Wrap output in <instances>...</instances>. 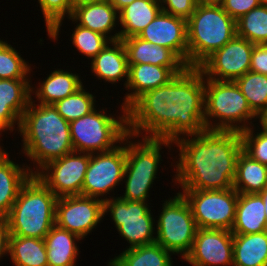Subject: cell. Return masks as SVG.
<instances>
[{
	"label": "cell",
	"instance_id": "obj_1",
	"mask_svg": "<svg viewBox=\"0 0 267 266\" xmlns=\"http://www.w3.org/2000/svg\"><path fill=\"white\" fill-rule=\"evenodd\" d=\"M204 100L203 73L198 67H186L167 84L144 92L127 108L128 133L173 143L199 134L206 130Z\"/></svg>",
	"mask_w": 267,
	"mask_h": 266
},
{
	"label": "cell",
	"instance_id": "obj_2",
	"mask_svg": "<svg viewBox=\"0 0 267 266\" xmlns=\"http://www.w3.org/2000/svg\"><path fill=\"white\" fill-rule=\"evenodd\" d=\"M173 144L179 148V160L173 165L176 171L172 182L181 190L233 188L237 158L243 150L240 132L204 130Z\"/></svg>",
	"mask_w": 267,
	"mask_h": 266
},
{
	"label": "cell",
	"instance_id": "obj_3",
	"mask_svg": "<svg viewBox=\"0 0 267 266\" xmlns=\"http://www.w3.org/2000/svg\"><path fill=\"white\" fill-rule=\"evenodd\" d=\"M35 101L31 98L23 112L18 131L22 135V153L33 162L34 174L49 161L74 151L69 122L54 105Z\"/></svg>",
	"mask_w": 267,
	"mask_h": 266
},
{
	"label": "cell",
	"instance_id": "obj_4",
	"mask_svg": "<svg viewBox=\"0 0 267 266\" xmlns=\"http://www.w3.org/2000/svg\"><path fill=\"white\" fill-rule=\"evenodd\" d=\"M57 196L34 174L19 190L7 222L11 236L44 239L55 225Z\"/></svg>",
	"mask_w": 267,
	"mask_h": 266
},
{
	"label": "cell",
	"instance_id": "obj_5",
	"mask_svg": "<svg viewBox=\"0 0 267 266\" xmlns=\"http://www.w3.org/2000/svg\"><path fill=\"white\" fill-rule=\"evenodd\" d=\"M236 34V21L223 7L197 4L187 20L188 67H198Z\"/></svg>",
	"mask_w": 267,
	"mask_h": 266
},
{
	"label": "cell",
	"instance_id": "obj_6",
	"mask_svg": "<svg viewBox=\"0 0 267 266\" xmlns=\"http://www.w3.org/2000/svg\"><path fill=\"white\" fill-rule=\"evenodd\" d=\"M204 118L206 130L237 132L254 126V121H250L253 118L259 119L234 81L208 78H205Z\"/></svg>",
	"mask_w": 267,
	"mask_h": 266
},
{
	"label": "cell",
	"instance_id": "obj_7",
	"mask_svg": "<svg viewBox=\"0 0 267 266\" xmlns=\"http://www.w3.org/2000/svg\"><path fill=\"white\" fill-rule=\"evenodd\" d=\"M133 138L137 137L126 136V166L122 181L125 193L120 197L127 201L148 202L150 188L162 161L160 151L164 146L170 149L174 144L161 138L141 137L137 142L131 141Z\"/></svg>",
	"mask_w": 267,
	"mask_h": 266
},
{
	"label": "cell",
	"instance_id": "obj_8",
	"mask_svg": "<svg viewBox=\"0 0 267 266\" xmlns=\"http://www.w3.org/2000/svg\"><path fill=\"white\" fill-rule=\"evenodd\" d=\"M121 115L115 118L104 109L96 108L89 114L71 121L70 133L75 152L99 153L116 148L128 133L127 109L120 106ZM119 143V144H117Z\"/></svg>",
	"mask_w": 267,
	"mask_h": 266
},
{
	"label": "cell",
	"instance_id": "obj_9",
	"mask_svg": "<svg viewBox=\"0 0 267 266\" xmlns=\"http://www.w3.org/2000/svg\"><path fill=\"white\" fill-rule=\"evenodd\" d=\"M163 202L155 224V243L184 259L191 251L198 230L191 207L180 191Z\"/></svg>",
	"mask_w": 267,
	"mask_h": 266
},
{
	"label": "cell",
	"instance_id": "obj_10",
	"mask_svg": "<svg viewBox=\"0 0 267 266\" xmlns=\"http://www.w3.org/2000/svg\"><path fill=\"white\" fill-rule=\"evenodd\" d=\"M108 197L104 200V217L110 213L118 234L129 243V248L155 243V218L150 203Z\"/></svg>",
	"mask_w": 267,
	"mask_h": 266
},
{
	"label": "cell",
	"instance_id": "obj_11",
	"mask_svg": "<svg viewBox=\"0 0 267 266\" xmlns=\"http://www.w3.org/2000/svg\"><path fill=\"white\" fill-rule=\"evenodd\" d=\"M198 228L231 231L236 213L238 192L226 190H182Z\"/></svg>",
	"mask_w": 267,
	"mask_h": 266
},
{
	"label": "cell",
	"instance_id": "obj_12",
	"mask_svg": "<svg viewBox=\"0 0 267 266\" xmlns=\"http://www.w3.org/2000/svg\"><path fill=\"white\" fill-rule=\"evenodd\" d=\"M125 166L126 137L110 151L91 153L82 185V195L106 200V195L122 184Z\"/></svg>",
	"mask_w": 267,
	"mask_h": 266
},
{
	"label": "cell",
	"instance_id": "obj_13",
	"mask_svg": "<svg viewBox=\"0 0 267 266\" xmlns=\"http://www.w3.org/2000/svg\"><path fill=\"white\" fill-rule=\"evenodd\" d=\"M90 153L71 152L46 163L34 175L57 197L82 195Z\"/></svg>",
	"mask_w": 267,
	"mask_h": 266
},
{
	"label": "cell",
	"instance_id": "obj_14",
	"mask_svg": "<svg viewBox=\"0 0 267 266\" xmlns=\"http://www.w3.org/2000/svg\"><path fill=\"white\" fill-rule=\"evenodd\" d=\"M104 201L84 195L58 197L55 205V225L77 234L81 239L104 219Z\"/></svg>",
	"mask_w": 267,
	"mask_h": 266
},
{
	"label": "cell",
	"instance_id": "obj_15",
	"mask_svg": "<svg viewBox=\"0 0 267 266\" xmlns=\"http://www.w3.org/2000/svg\"><path fill=\"white\" fill-rule=\"evenodd\" d=\"M254 44L237 34L221 49L213 52L198 68L205 78L235 81L250 71Z\"/></svg>",
	"mask_w": 267,
	"mask_h": 266
},
{
	"label": "cell",
	"instance_id": "obj_16",
	"mask_svg": "<svg viewBox=\"0 0 267 266\" xmlns=\"http://www.w3.org/2000/svg\"><path fill=\"white\" fill-rule=\"evenodd\" d=\"M184 261L192 266H233V234L225 229L198 228Z\"/></svg>",
	"mask_w": 267,
	"mask_h": 266
},
{
	"label": "cell",
	"instance_id": "obj_17",
	"mask_svg": "<svg viewBox=\"0 0 267 266\" xmlns=\"http://www.w3.org/2000/svg\"><path fill=\"white\" fill-rule=\"evenodd\" d=\"M170 49L188 67L187 21L161 11L138 35Z\"/></svg>",
	"mask_w": 267,
	"mask_h": 266
},
{
	"label": "cell",
	"instance_id": "obj_18",
	"mask_svg": "<svg viewBox=\"0 0 267 266\" xmlns=\"http://www.w3.org/2000/svg\"><path fill=\"white\" fill-rule=\"evenodd\" d=\"M31 79H0V133L19 131L21 117L32 98Z\"/></svg>",
	"mask_w": 267,
	"mask_h": 266
},
{
	"label": "cell",
	"instance_id": "obj_19",
	"mask_svg": "<svg viewBox=\"0 0 267 266\" xmlns=\"http://www.w3.org/2000/svg\"><path fill=\"white\" fill-rule=\"evenodd\" d=\"M77 24L92 31L101 33L110 41L119 40V30L114 31L119 23V12L108 0H94L74 5L71 17ZM115 27V28H114ZM115 32L114 35L110 34ZM109 34V35H108Z\"/></svg>",
	"mask_w": 267,
	"mask_h": 266
},
{
	"label": "cell",
	"instance_id": "obj_20",
	"mask_svg": "<svg viewBox=\"0 0 267 266\" xmlns=\"http://www.w3.org/2000/svg\"><path fill=\"white\" fill-rule=\"evenodd\" d=\"M125 45L128 65L152 64L169 67L176 75L187 66L170 50L145 41L138 36L122 39Z\"/></svg>",
	"mask_w": 267,
	"mask_h": 266
},
{
	"label": "cell",
	"instance_id": "obj_21",
	"mask_svg": "<svg viewBox=\"0 0 267 266\" xmlns=\"http://www.w3.org/2000/svg\"><path fill=\"white\" fill-rule=\"evenodd\" d=\"M176 74L169 68L152 64L129 65L128 81L122 106L126 109L144 92L167 84Z\"/></svg>",
	"mask_w": 267,
	"mask_h": 266
},
{
	"label": "cell",
	"instance_id": "obj_22",
	"mask_svg": "<svg viewBox=\"0 0 267 266\" xmlns=\"http://www.w3.org/2000/svg\"><path fill=\"white\" fill-rule=\"evenodd\" d=\"M32 174L34 169L30 165L10 160L6 150L0 155V219L8 217L19 190Z\"/></svg>",
	"mask_w": 267,
	"mask_h": 266
},
{
	"label": "cell",
	"instance_id": "obj_23",
	"mask_svg": "<svg viewBox=\"0 0 267 266\" xmlns=\"http://www.w3.org/2000/svg\"><path fill=\"white\" fill-rule=\"evenodd\" d=\"M111 44V45H109ZM91 72L99 80H104L112 85L121 80L128 81V57L122 40L108 43L92 60Z\"/></svg>",
	"mask_w": 267,
	"mask_h": 266
},
{
	"label": "cell",
	"instance_id": "obj_24",
	"mask_svg": "<svg viewBox=\"0 0 267 266\" xmlns=\"http://www.w3.org/2000/svg\"><path fill=\"white\" fill-rule=\"evenodd\" d=\"M267 230L263 199L259 193H238L232 234H253Z\"/></svg>",
	"mask_w": 267,
	"mask_h": 266
},
{
	"label": "cell",
	"instance_id": "obj_25",
	"mask_svg": "<svg viewBox=\"0 0 267 266\" xmlns=\"http://www.w3.org/2000/svg\"><path fill=\"white\" fill-rule=\"evenodd\" d=\"M44 81L38 86L31 87V94L39 104H54L55 102L70 96L83 86V80L76 73L67 70L56 69L51 71Z\"/></svg>",
	"mask_w": 267,
	"mask_h": 266
},
{
	"label": "cell",
	"instance_id": "obj_26",
	"mask_svg": "<svg viewBox=\"0 0 267 266\" xmlns=\"http://www.w3.org/2000/svg\"><path fill=\"white\" fill-rule=\"evenodd\" d=\"M80 240L77 234L54 225L44 237L48 266H75Z\"/></svg>",
	"mask_w": 267,
	"mask_h": 266
},
{
	"label": "cell",
	"instance_id": "obj_27",
	"mask_svg": "<svg viewBox=\"0 0 267 266\" xmlns=\"http://www.w3.org/2000/svg\"><path fill=\"white\" fill-rule=\"evenodd\" d=\"M162 11L160 2L135 0L119 12V40L138 36L139 33Z\"/></svg>",
	"mask_w": 267,
	"mask_h": 266
},
{
	"label": "cell",
	"instance_id": "obj_28",
	"mask_svg": "<svg viewBox=\"0 0 267 266\" xmlns=\"http://www.w3.org/2000/svg\"><path fill=\"white\" fill-rule=\"evenodd\" d=\"M233 266H267V230L233 234Z\"/></svg>",
	"mask_w": 267,
	"mask_h": 266
},
{
	"label": "cell",
	"instance_id": "obj_29",
	"mask_svg": "<svg viewBox=\"0 0 267 266\" xmlns=\"http://www.w3.org/2000/svg\"><path fill=\"white\" fill-rule=\"evenodd\" d=\"M267 186V166L253 160L243 150L238 155L233 188L238 193L256 194Z\"/></svg>",
	"mask_w": 267,
	"mask_h": 266
},
{
	"label": "cell",
	"instance_id": "obj_30",
	"mask_svg": "<svg viewBox=\"0 0 267 266\" xmlns=\"http://www.w3.org/2000/svg\"><path fill=\"white\" fill-rule=\"evenodd\" d=\"M172 252L157 243L126 248L111 259L118 266H173Z\"/></svg>",
	"mask_w": 267,
	"mask_h": 266
},
{
	"label": "cell",
	"instance_id": "obj_31",
	"mask_svg": "<svg viewBox=\"0 0 267 266\" xmlns=\"http://www.w3.org/2000/svg\"><path fill=\"white\" fill-rule=\"evenodd\" d=\"M9 255L15 266H48L44 239L10 236Z\"/></svg>",
	"mask_w": 267,
	"mask_h": 266
},
{
	"label": "cell",
	"instance_id": "obj_32",
	"mask_svg": "<svg viewBox=\"0 0 267 266\" xmlns=\"http://www.w3.org/2000/svg\"><path fill=\"white\" fill-rule=\"evenodd\" d=\"M234 82L259 117L267 109V75L248 71Z\"/></svg>",
	"mask_w": 267,
	"mask_h": 266
},
{
	"label": "cell",
	"instance_id": "obj_33",
	"mask_svg": "<svg viewBox=\"0 0 267 266\" xmlns=\"http://www.w3.org/2000/svg\"><path fill=\"white\" fill-rule=\"evenodd\" d=\"M237 35L254 45L267 44V6L259 5L236 21Z\"/></svg>",
	"mask_w": 267,
	"mask_h": 266
},
{
	"label": "cell",
	"instance_id": "obj_34",
	"mask_svg": "<svg viewBox=\"0 0 267 266\" xmlns=\"http://www.w3.org/2000/svg\"><path fill=\"white\" fill-rule=\"evenodd\" d=\"M96 96L87 92L84 85L70 96L65 97L53 105L57 112L67 121L71 122L89 114L95 109Z\"/></svg>",
	"mask_w": 267,
	"mask_h": 266
},
{
	"label": "cell",
	"instance_id": "obj_35",
	"mask_svg": "<svg viewBox=\"0 0 267 266\" xmlns=\"http://www.w3.org/2000/svg\"><path fill=\"white\" fill-rule=\"evenodd\" d=\"M20 53L0 39V79H31V64Z\"/></svg>",
	"mask_w": 267,
	"mask_h": 266
},
{
	"label": "cell",
	"instance_id": "obj_36",
	"mask_svg": "<svg viewBox=\"0 0 267 266\" xmlns=\"http://www.w3.org/2000/svg\"><path fill=\"white\" fill-rule=\"evenodd\" d=\"M44 17L48 37L55 42L58 38L63 19L70 18L74 4L72 0H38ZM66 14V15H65Z\"/></svg>",
	"mask_w": 267,
	"mask_h": 266
},
{
	"label": "cell",
	"instance_id": "obj_37",
	"mask_svg": "<svg viewBox=\"0 0 267 266\" xmlns=\"http://www.w3.org/2000/svg\"><path fill=\"white\" fill-rule=\"evenodd\" d=\"M71 41L74 47L88 59H93L111 41L101 33L75 25Z\"/></svg>",
	"mask_w": 267,
	"mask_h": 266
},
{
	"label": "cell",
	"instance_id": "obj_38",
	"mask_svg": "<svg viewBox=\"0 0 267 266\" xmlns=\"http://www.w3.org/2000/svg\"><path fill=\"white\" fill-rule=\"evenodd\" d=\"M254 129L251 126L240 132L243 151L253 160L267 166V131L261 128L255 132Z\"/></svg>",
	"mask_w": 267,
	"mask_h": 266
},
{
	"label": "cell",
	"instance_id": "obj_39",
	"mask_svg": "<svg viewBox=\"0 0 267 266\" xmlns=\"http://www.w3.org/2000/svg\"><path fill=\"white\" fill-rule=\"evenodd\" d=\"M160 4L163 12L187 21L198 3L197 0H163Z\"/></svg>",
	"mask_w": 267,
	"mask_h": 266
},
{
	"label": "cell",
	"instance_id": "obj_40",
	"mask_svg": "<svg viewBox=\"0 0 267 266\" xmlns=\"http://www.w3.org/2000/svg\"><path fill=\"white\" fill-rule=\"evenodd\" d=\"M259 5V0H225L222 7L235 21H237L243 15Z\"/></svg>",
	"mask_w": 267,
	"mask_h": 266
},
{
	"label": "cell",
	"instance_id": "obj_41",
	"mask_svg": "<svg viewBox=\"0 0 267 266\" xmlns=\"http://www.w3.org/2000/svg\"><path fill=\"white\" fill-rule=\"evenodd\" d=\"M250 71L267 75V44L254 45L251 53Z\"/></svg>",
	"mask_w": 267,
	"mask_h": 266
},
{
	"label": "cell",
	"instance_id": "obj_42",
	"mask_svg": "<svg viewBox=\"0 0 267 266\" xmlns=\"http://www.w3.org/2000/svg\"><path fill=\"white\" fill-rule=\"evenodd\" d=\"M10 236L7 219H0V259L9 256Z\"/></svg>",
	"mask_w": 267,
	"mask_h": 266
},
{
	"label": "cell",
	"instance_id": "obj_43",
	"mask_svg": "<svg viewBox=\"0 0 267 266\" xmlns=\"http://www.w3.org/2000/svg\"><path fill=\"white\" fill-rule=\"evenodd\" d=\"M115 9L120 12L123 8L130 5L135 0H108Z\"/></svg>",
	"mask_w": 267,
	"mask_h": 266
},
{
	"label": "cell",
	"instance_id": "obj_44",
	"mask_svg": "<svg viewBox=\"0 0 267 266\" xmlns=\"http://www.w3.org/2000/svg\"><path fill=\"white\" fill-rule=\"evenodd\" d=\"M198 4L206 6H220L222 7L225 3V0H197Z\"/></svg>",
	"mask_w": 267,
	"mask_h": 266
},
{
	"label": "cell",
	"instance_id": "obj_45",
	"mask_svg": "<svg viewBox=\"0 0 267 266\" xmlns=\"http://www.w3.org/2000/svg\"><path fill=\"white\" fill-rule=\"evenodd\" d=\"M259 126L267 131V109L259 116Z\"/></svg>",
	"mask_w": 267,
	"mask_h": 266
},
{
	"label": "cell",
	"instance_id": "obj_46",
	"mask_svg": "<svg viewBox=\"0 0 267 266\" xmlns=\"http://www.w3.org/2000/svg\"><path fill=\"white\" fill-rule=\"evenodd\" d=\"M259 194L263 199V203L265 206L266 221H267V186Z\"/></svg>",
	"mask_w": 267,
	"mask_h": 266
},
{
	"label": "cell",
	"instance_id": "obj_47",
	"mask_svg": "<svg viewBox=\"0 0 267 266\" xmlns=\"http://www.w3.org/2000/svg\"><path fill=\"white\" fill-rule=\"evenodd\" d=\"M88 1H94V0H72V3L74 5H76V4H79V3H82V2H88Z\"/></svg>",
	"mask_w": 267,
	"mask_h": 266
},
{
	"label": "cell",
	"instance_id": "obj_48",
	"mask_svg": "<svg viewBox=\"0 0 267 266\" xmlns=\"http://www.w3.org/2000/svg\"><path fill=\"white\" fill-rule=\"evenodd\" d=\"M260 5L267 6V0H259Z\"/></svg>",
	"mask_w": 267,
	"mask_h": 266
},
{
	"label": "cell",
	"instance_id": "obj_49",
	"mask_svg": "<svg viewBox=\"0 0 267 266\" xmlns=\"http://www.w3.org/2000/svg\"><path fill=\"white\" fill-rule=\"evenodd\" d=\"M107 266H118V265H116L112 260H110L108 262V265Z\"/></svg>",
	"mask_w": 267,
	"mask_h": 266
},
{
	"label": "cell",
	"instance_id": "obj_50",
	"mask_svg": "<svg viewBox=\"0 0 267 266\" xmlns=\"http://www.w3.org/2000/svg\"><path fill=\"white\" fill-rule=\"evenodd\" d=\"M2 145L0 144V155L4 152L5 149H3Z\"/></svg>",
	"mask_w": 267,
	"mask_h": 266
}]
</instances>
